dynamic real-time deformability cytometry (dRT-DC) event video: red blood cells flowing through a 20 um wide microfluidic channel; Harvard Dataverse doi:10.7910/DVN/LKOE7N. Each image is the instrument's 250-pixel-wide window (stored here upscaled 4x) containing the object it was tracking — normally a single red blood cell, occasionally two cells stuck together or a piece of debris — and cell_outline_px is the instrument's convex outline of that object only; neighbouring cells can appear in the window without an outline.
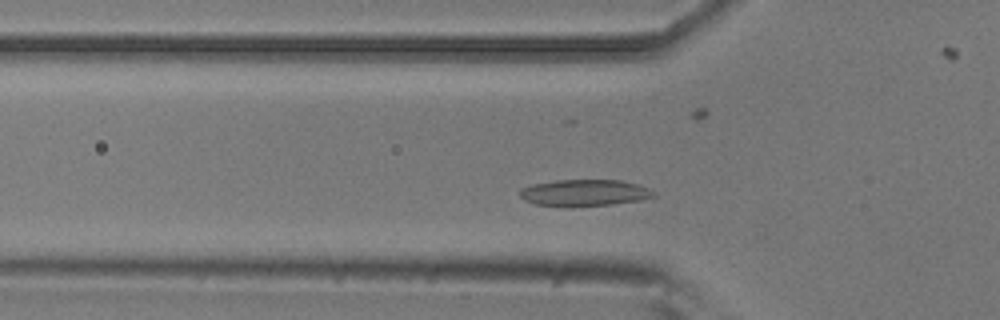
{"species": "common noctule bat (a hibernating species)", "species_latin": "Nyctalus noctula", "temperature_condition": "room temperature", "stored_images_in_passage": 67, "camera_frame_rate_fps": 3000, "um_per_image_px": 0.085, "animal": {"sex": "male", "body_mass_g": 20.5, "forearm_length_mm": 52.5}, "frame": {"image": 1, "passage_image": 15, "time_ms": 4.667, "image_size_px": [1000, 320], "cell_outline_px": [[656, 196], [640, 200], [612, 204], [568, 208], [564, 208], [536, 204], [524, 200], [520, 196], [520, 188], [532, 184], [556, 180], [620, 180], [636, 184], [648, 188], [656, 192]], "centroid_in_image_um": [49.64, 16.4], "position_along_channel_um": 76.2, "area_um2": 21.1}}
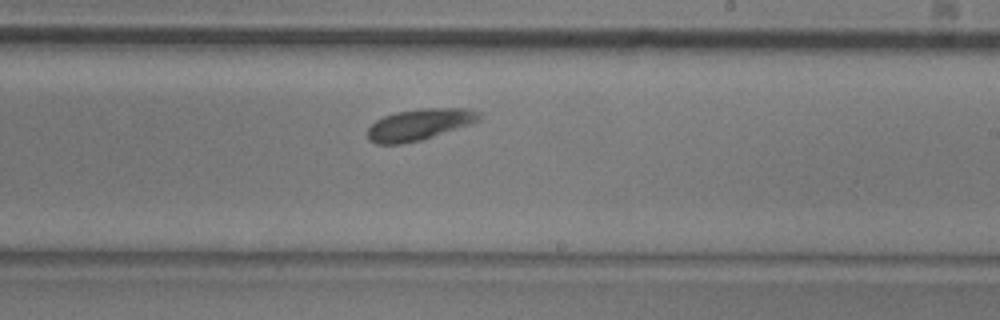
{"frame": {"image": 2, "passage_image": 33, "time_ms": 10.667, "image_size_px": [1000, 320], "cell_outline_px": [[484, 112], [480, 120], [472, 124], [420, 140], [400, 144], [376, 144], [368, 140], [368, 128], [376, 120], [384, 116], [396, 112], [420, 108], [468, 108]], "centroid_in_image_um": [35.7, 10.57], "position_along_channel_um": 253.3, "area_um2": 20.58}}
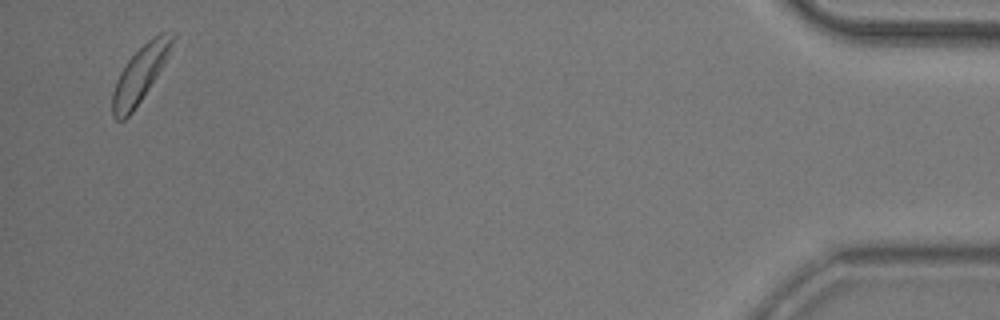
{"frame": {"image": 3, "passage_image": 65, "time_ms": 21.333, "image_size_px": [1000, 320], "cell_outline_px": [[176, 36], [168, 56], [164, 64], [132, 112], [124, 120], [116, 120], [112, 116], [112, 92], [116, 80], [120, 72], [128, 60], [148, 40], [160, 32], [176, 32]], "centroid_in_image_um": [11.91, 6.28], "position_along_channel_um": 423.3, "area_um2": 19.25}}